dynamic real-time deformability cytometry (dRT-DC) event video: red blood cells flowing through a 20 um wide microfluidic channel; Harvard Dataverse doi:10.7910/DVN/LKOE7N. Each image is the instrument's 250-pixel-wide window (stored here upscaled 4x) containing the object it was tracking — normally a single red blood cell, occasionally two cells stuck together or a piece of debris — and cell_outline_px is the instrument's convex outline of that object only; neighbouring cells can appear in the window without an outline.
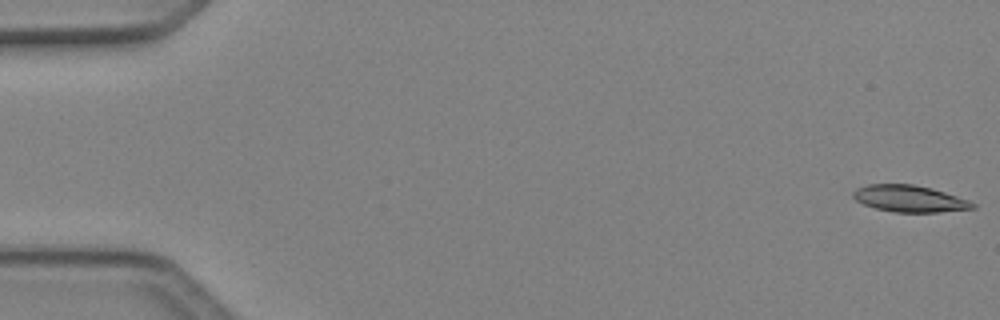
{"species": "Egyptian fruit bat (a non-hibernating species)", "species_latin": "Rousettus aegyptiacus", "temperature_condition": "cold", "stored_images_in_passage": 5, "camera_frame_rate_fps": 3000, "um_per_image_px": 0.085, "animal": {"sex": "female"}, "frame": {"image": 1, "passage_image": 1, "time_ms": 0.0, "image_size_px": [1000, 320], "cell_outline_px": [[976, 208], [940, 212], [892, 212], [876, 208], [864, 204], [856, 200], [852, 196], [852, 192], [856, 188], [868, 184], [912, 184], [932, 188], [968, 200], [976, 204]], "centroid_in_image_um": [77.29, 16.88], "position_along_channel_um": 7.7, "area_um2": 18.55}}